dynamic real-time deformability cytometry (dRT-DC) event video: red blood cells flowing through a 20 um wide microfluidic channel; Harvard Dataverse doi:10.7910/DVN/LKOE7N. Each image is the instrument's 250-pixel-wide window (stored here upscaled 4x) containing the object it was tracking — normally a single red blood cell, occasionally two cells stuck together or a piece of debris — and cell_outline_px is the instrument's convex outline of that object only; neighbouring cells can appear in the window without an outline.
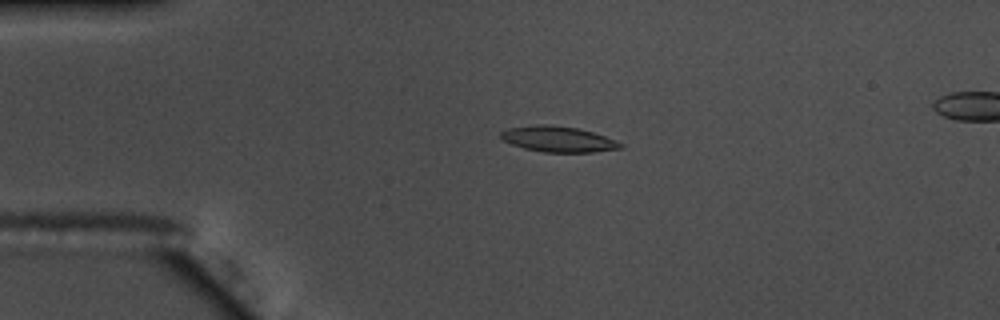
{"species": "common noctule bat (a hibernating species)", "species_latin": "Nyctalus noctula", "temperature_condition": "warm", "stored_images_in_passage": 46, "camera_frame_rate_fps": 3000, "um_per_image_px": 0.085, "animal": {"sex": "male", "body_mass_g": 17.5, "forearm_length_mm": 52.3}, "frame": {"image": 1, "passage_image": 4, "time_ms": 1.0, "image_size_px": [1000, 320], "cell_outline_px": [[624, 148], [592, 152], [544, 152], [524, 148], [500, 140], [500, 132], [508, 128], [536, 124], [540, 124], [576, 128], [592, 132], [616, 140], [624, 144]], "centroid_in_image_um": [47.43, 11.83], "position_along_channel_um": 37.6, "area_um2": 17.86}}
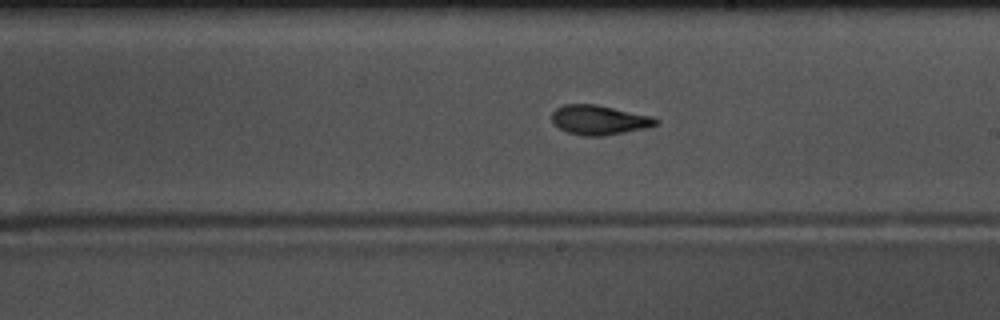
{"frame": {"image": 2, "passage_image": 23, "time_ms": 7.333, "image_size_px": [1000, 320], "cell_outline_px": [[660, 124], [648, 128], [604, 136], [584, 136], [568, 132], [560, 128], [552, 120], [552, 112], [556, 108], [564, 104], [596, 104], [652, 116], [660, 120]], "centroid_in_image_um": [50.98, 10.2], "position_along_channel_um": 238.0, "area_um2": 18.03}}
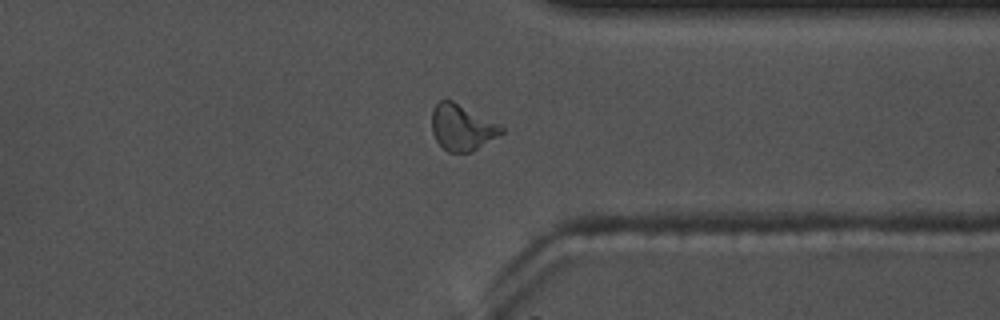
{"frame": {"image": 3, "passage_image": 34, "time_ms": 11.0, "image_size_px": [1000, 320], "cell_outline_px": [[504, 132], [472, 152], [448, 152], [436, 140], [432, 132], [432, 108], [440, 100], [452, 100], [500, 124], [504, 128]], "centroid_in_image_um": [39.27, 10.83], "position_along_channel_um": 372.1, "area_um2": 18.61}, "authors_computed_cell_mechanics": {"area_um2": 17.918, "velocity_mm_per_s": 3.7102, "shape_relaxation_time_tau1_ms": 8.9568, "shape_relaxation_time_tau2_ms": 2.537, "deformation_change_tau1": 0.2618, "deformation_change_tau2": 0.0992}}